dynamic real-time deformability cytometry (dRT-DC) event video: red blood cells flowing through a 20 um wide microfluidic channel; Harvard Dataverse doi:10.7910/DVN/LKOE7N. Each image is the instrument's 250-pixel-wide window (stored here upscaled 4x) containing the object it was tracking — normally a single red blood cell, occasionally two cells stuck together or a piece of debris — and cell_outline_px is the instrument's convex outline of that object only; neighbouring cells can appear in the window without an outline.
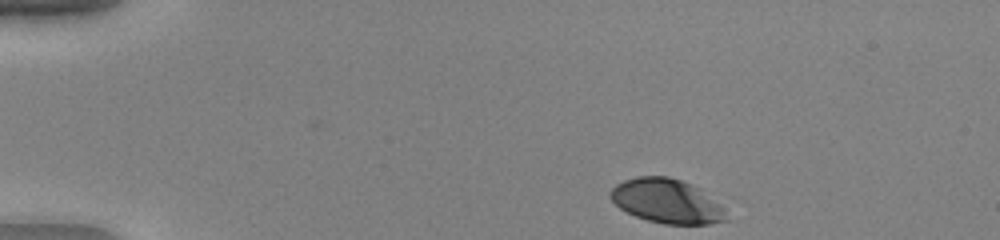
{"species": "human", "species_latin": "Homo sapiens", "temperature_condition": "warm", "stored_images_in_passage": 44, "camera_frame_rate_fps": 3000, "um_per_image_px": 0.085, "donor": {"sex": "female"}, "frame": {"image": 1, "passage_image": 1, "time_ms": 0.0, "image_size_px": [1000, 240], "cell_outline_px": [[728, 220], [708, 224], [664, 224], [648, 220], [636, 216], [620, 208], [608, 196], [608, 192], [616, 184], [624, 180], [636, 176], [668, 176], [692, 184], [700, 188], [720, 204], [724, 208]], "centroid_in_image_um": [56.67, 17.08], "position_along_channel_um": 28.3, "area_um2": 29.94}}
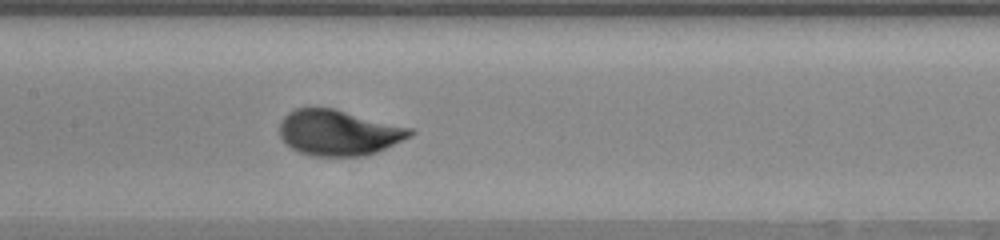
{"frame": {"image": 2, "passage_image": 19, "time_ms": 6.0, "image_size_px": [1000, 240], "cell_outline_px": [[416, 132], [412, 136], [368, 156], [312, 156], [300, 152], [292, 148], [280, 136], [280, 120], [288, 112], [296, 108], [336, 108], [412, 128]], "centroid_in_image_um": [28.81, 11.27], "position_along_channel_um": 178.6, "area_um2": 34.91}}
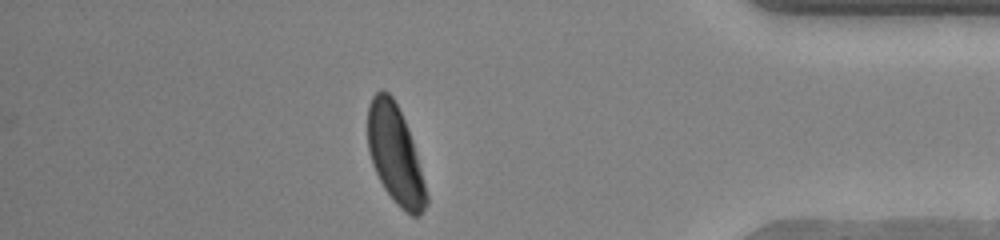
{"frame": {"image": 3, "passage_image": 38, "time_ms": 12.333, "image_size_px": [1000, 240], "cell_outline_px": [[428, 204], [420, 216], [412, 216], [404, 212], [392, 200], [384, 188], [372, 164], [368, 152], [368, 104], [372, 96], [380, 88], [384, 88], [392, 96], [408, 128], [412, 140], [428, 196]], "centroid_in_image_um": [33.58, 13.16], "position_along_channel_um": 401.6, "area_um2": 33.58}, "authors_computed_cell_mechanics": {"area_um2": 33.5818, "velocity_mm_per_s": 3.9831, "shape_relaxation_time_tau1_ms": 1.8407, "shape_relaxation_time_tau2_ms": null, "deformation_change_tau1": 0.154, "deformation_change_tau2": null}}